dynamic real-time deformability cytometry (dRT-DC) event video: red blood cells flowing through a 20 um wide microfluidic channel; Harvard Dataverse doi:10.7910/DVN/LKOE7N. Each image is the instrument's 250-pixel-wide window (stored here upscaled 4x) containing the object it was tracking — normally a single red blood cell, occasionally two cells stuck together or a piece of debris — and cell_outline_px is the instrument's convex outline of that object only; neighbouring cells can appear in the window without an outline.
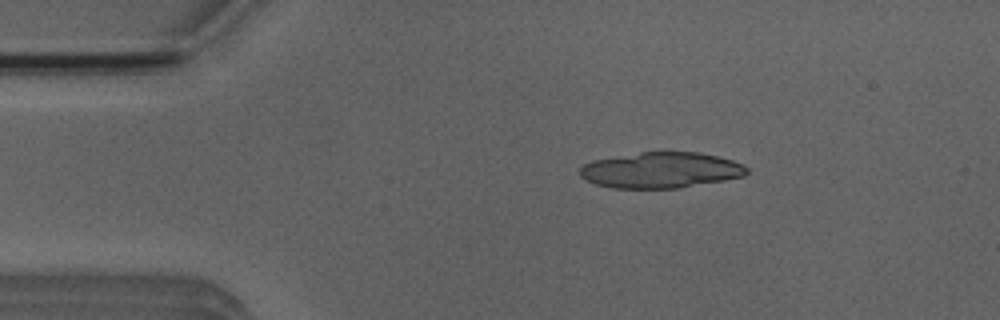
{"species": "Egyptian fruit bat (a non-hibernating species)", "species_latin": "Rousettus aegyptiacus", "temperature_condition": "room temperature", "stored_images_in_passage": 8, "segment_of_instrument_passage": [1, 2], "camera_frame_rate_fps": 3000, "um_per_image_px": 0.085, "animal": {"sex": "male"}, "frame": {"image": 1, "passage_image": 3, "time_ms": 2.333, "image_size_px": [1000, 320], "cell_outline_px": [[748, 172], [744, 176], [724, 180], [680, 188], [612, 188], [596, 184], [580, 176], [580, 168], [584, 164], [592, 160], [640, 152], [700, 152], [732, 160], [744, 164], [748, 168]], "centroid_in_image_um": [56.19, 14.46], "position_along_channel_um": 28.8, "area_um2": 34.85}}